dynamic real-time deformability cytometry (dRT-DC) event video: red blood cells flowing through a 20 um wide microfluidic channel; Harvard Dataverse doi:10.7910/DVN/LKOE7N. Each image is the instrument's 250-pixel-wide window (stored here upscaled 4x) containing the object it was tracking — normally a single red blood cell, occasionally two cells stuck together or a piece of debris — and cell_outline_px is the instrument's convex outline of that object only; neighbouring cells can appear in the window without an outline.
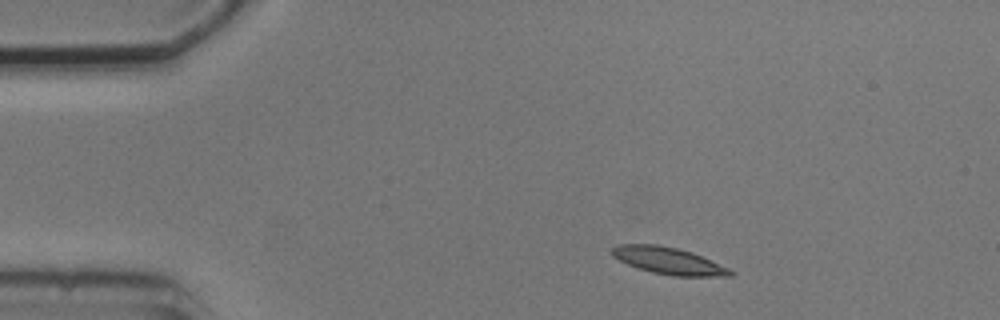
{"species": "common noctule bat (a hibernating species)", "species_latin": "Nyctalus noctula", "temperature_condition": "cold", "stored_images_in_passage": 3, "camera_frame_rate_fps": 3000, "um_per_image_px": 0.085, "animal": {"sex": "male", "body_mass_g": 20.5, "forearm_length_mm": 52.5}, "frame": {"image": 1, "passage_image": 1, "time_ms": 0.0, "image_size_px": [1000, 320], "cell_outline_px": [[736, 272], [732, 276], [672, 276], [652, 272], [628, 264], [612, 256], [612, 248], [616, 244], [656, 244], [676, 248], [692, 252], [728, 268]], "centroid_in_image_um": [56.83, 22.16], "position_along_channel_um": 28.2, "area_um2": 18.38}}